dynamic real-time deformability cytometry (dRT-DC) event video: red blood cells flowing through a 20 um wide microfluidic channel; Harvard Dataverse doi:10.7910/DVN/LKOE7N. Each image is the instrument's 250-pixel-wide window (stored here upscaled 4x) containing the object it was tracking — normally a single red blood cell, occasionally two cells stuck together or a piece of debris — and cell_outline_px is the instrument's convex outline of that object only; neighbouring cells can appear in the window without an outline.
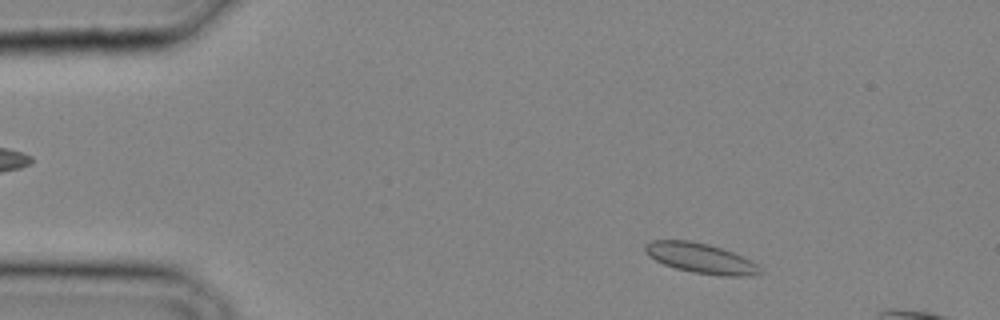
{"species": "common noctule bat (a hibernating species)", "species_latin": "Nyctalus noctula", "temperature_condition": "cold", "stored_images_in_passage": 8, "camera_frame_rate_fps": 3000, "um_per_image_px": 0.085, "animal": {"sex": "male", "body_mass_g": 20.4}, "frame": {"image": 1, "passage_image": 3, "time_ms": 0.667, "image_size_px": [1000, 320], "cell_outline_px": [[764, 272], [752, 276], [720, 276], [692, 272], [676, 268], [664, 264], [648, 256], [644, 252], [644, 244], [652, 240], [688, 240], [708, 244], [744, 256], [752, 260]], "centroid_in_image_um": [59.57, 21.95], "position_along_channel_um": 25.4, "area_um2": 20.29}}